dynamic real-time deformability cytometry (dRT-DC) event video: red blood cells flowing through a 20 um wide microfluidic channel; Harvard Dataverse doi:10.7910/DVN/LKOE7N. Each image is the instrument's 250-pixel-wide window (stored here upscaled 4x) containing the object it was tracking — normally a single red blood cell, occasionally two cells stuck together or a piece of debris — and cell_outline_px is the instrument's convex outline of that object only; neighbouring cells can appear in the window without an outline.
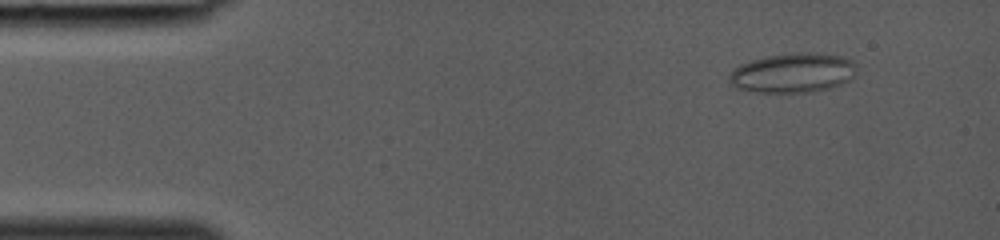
{"species": "common noctule bat (a hibernating species)", "species_latin": "Nyctalus noctula", "temperature_condition": "room temperature", "stored_images_in_passage": 37, "camera_frame_rate_fps": 3000, "um_per_image_px": 0.085, "animal": {"sex": "female", "body_mass_g": 19.0, "forearm_length_mm": 53.3}, "frame": {"image": 1, "passage_image": 4, "time_ms": 1.0, "image_size_px": [1000, 240], "cell_outline_px": [[856, 64], [852, 76], [848, 80], [840, 84], [828, 88], [808, 92], [756, 92], [736, 88], [728, 84], [728, 76], [740, 64], [764, 56], [800, 52], [808, 52], [840, 56], [852, 60]], "centroid_in_image_um": [67.34, 6.19], "position_along_channel_um": 17.7, "area_um2": 29.19}}
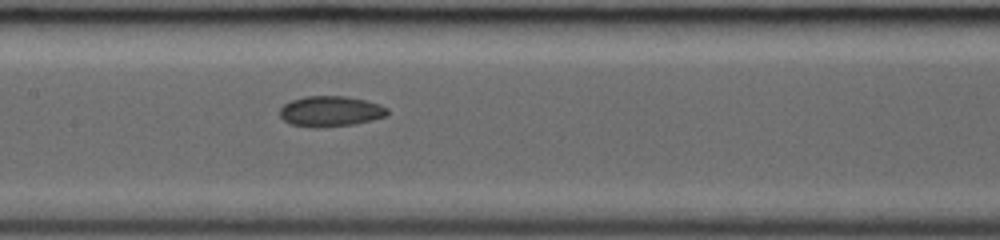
{"frame": {"image": 2, "passage_image": 19, "time_ms": 6.0, "image_size_px": [1000, 240], "cell_outline_px": [[388, 116], [372, 120], [352, 124], [316, 128], [292, 124], [284, 120], [280, 116], [280, 108], [284, 104], [292, 100], [304, 96], [344, 96], [364, 100], [380, 104], [388, 108]], "centroid_in_image_um": [28.1, 9.46], "position_along_channel_um": 179.3, "area_um2": 19.07}}
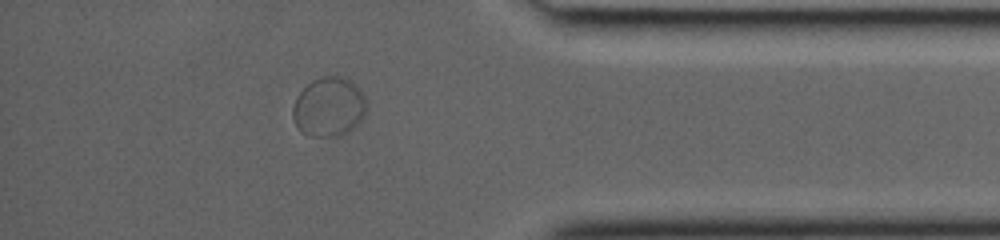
{"frame": {"image": 3, "passage_image": 33, "time_ms": 10.667, "image_size_px": [1000, 240], "cell_outline_px": [[368, 108], [364, 116], [348, 132], [340, 136], [308, 136], [300, 132], [296, 128], [292, 116], [292, 108], [296, 96], [312, 80], [320, 76], [340, 76], [348, 80], [360, 88], [364, 96]], "centroid_in_image_um": [27.93, 9.1], "position_along_channel_um": 407.3, "area_um2": 25.78}}